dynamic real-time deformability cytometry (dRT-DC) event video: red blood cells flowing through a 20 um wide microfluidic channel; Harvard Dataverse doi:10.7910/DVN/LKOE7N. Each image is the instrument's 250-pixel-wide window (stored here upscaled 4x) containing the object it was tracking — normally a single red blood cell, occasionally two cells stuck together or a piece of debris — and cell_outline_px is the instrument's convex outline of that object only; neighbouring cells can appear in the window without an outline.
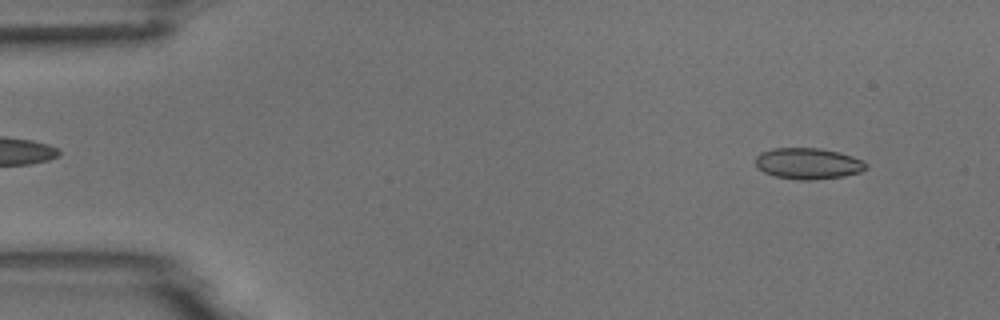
{"species": "common noctule bat (a hibernating species)", "species_latin": "Nyctalus noctula", "temperature_condition": "room temperature", "stored_images_in_passage": 53, "camera_frame_rate_fps": 3000, "um_per_image_px": 0.085, "animal": {"sex": "male", "body_mass_g": 18.8}, "frame": {"image": 1, "passage_image": 4, "time_ms": 1.0, "image_size_px": [1000, 320], "cell_outline_px": [[868, 168], [860, 172], [844, 176], [812, 180], [800, 180], [776, 176], [764, 172], [756, 168], [756, 156], [760, 152], [772, 148], [820, 148], [840, 152], [864, 160], [868, 164]], "centroid_in_image_um": [68.71, 13.89], "position_along_channel_um": 16.3, "area_um2": 20.29}}
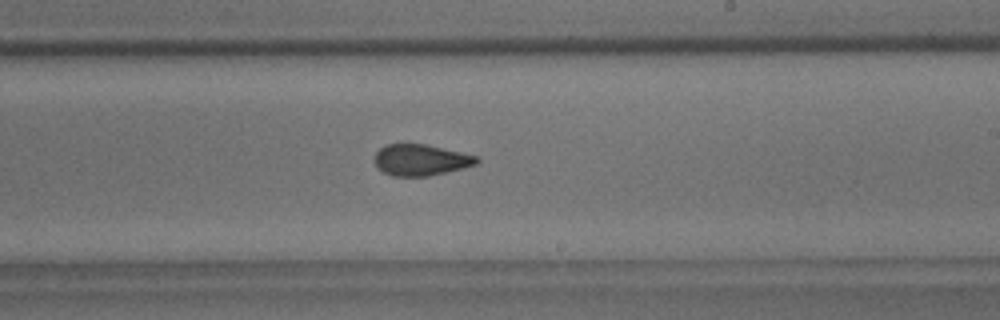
{"frame": {"image": 2, "passage_image": 31, "time_ms": 10.0, "image_size_px": [1000, 320], "cell_outline_px": [[480, 160], [476, 164], [428, 176], [392, 176], [384, 172], [372, 160], [376, 152], [384, 144], [424, 144], [460, 152], [476, 156]], "centroid_in_image_um": [35.71, 13.59], "position_along_channel_um": 253.3, "area_um2": 18.32}}
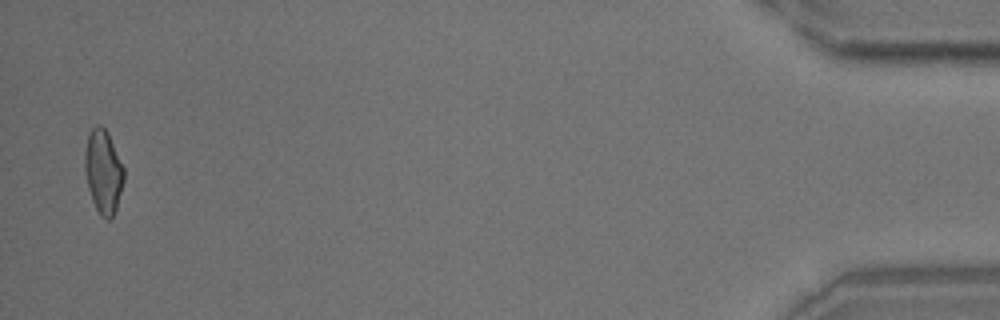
{"frame": {"image": 3, "passage_image": 52, "time_ms": 17.0, "image_size_px": [1000, 320], "cell_outline_px": [[124, 180], [116, 208], [112, 216], [108, 220], [104, 220], [100, 216], [92, 200], [88, 188], [84, 168], [84, 152], [88, 132], [96, 124], [100, 124], [108, 132], [124, 168]], "centroid_in_image_um": [8.76, 14.56], "position_along_channel_um": 426.4, "area_um2": 19.25}, "authors_computed_cell_mechanics": {"area_um2": 19.4786, "velocity_mm_per_s": 3.7351, "shape_relaxation_time_tau1_ms": null, "shape_relaxation_time_tau2_ms": 1.9822, "deformation_change_tau1": null, "deformation_change_tau2": 0.0674}}